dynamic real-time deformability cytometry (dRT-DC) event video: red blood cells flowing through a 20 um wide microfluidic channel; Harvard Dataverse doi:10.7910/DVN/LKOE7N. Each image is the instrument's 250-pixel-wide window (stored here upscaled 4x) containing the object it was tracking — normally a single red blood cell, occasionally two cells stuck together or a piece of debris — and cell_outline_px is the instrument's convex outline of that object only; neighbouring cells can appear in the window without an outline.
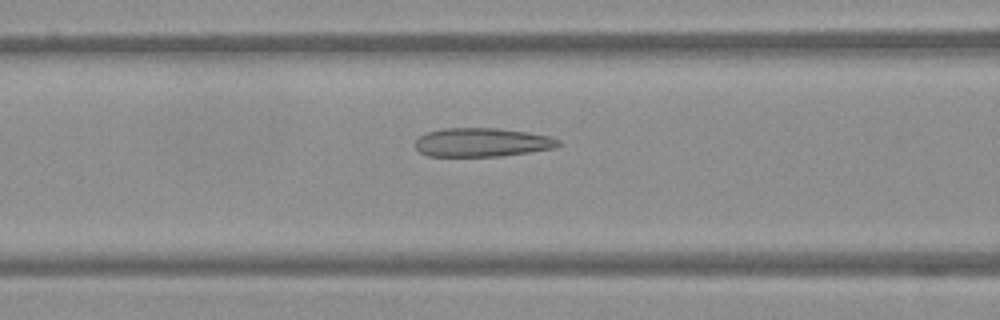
{"species": "Egyptian fruit bat (a non-hibernating species)", "species_latin": "Rousettus aegyptiacus", "temperature_condition": "warm", "stored_images_in_passage": 53, "camera_frame_rate_fps": 3000, "um_per_image_px": 0.085, "frame": {"image": 1, "passage_image": 22, "time_ms": 7.0, "image_size_px": [1000, 320], "cell_outline_px": [[560, 144], [556, 148], [500, 156], [428, 156], [420, 152], [416, 148], [416, 140], [420, 136], [428, 132], [444, 128], [496, 128], [528, 132], [552, 136], [560, 140]], "centroid_in_image_um": [41.01, 12.1], "position_along_channel_um": 125.6, "area_um2": 23.99}}
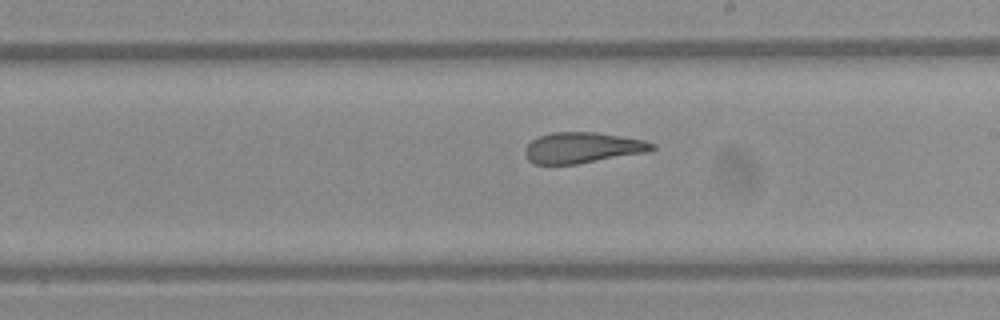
{"frame": {"image": 2, "passage_image": 31, "time_ms": 10.0, "image_size_px": [1000, 320], "cell_outline_px": [[656, 148], [648, 152], [576, 164], [536, 164], [528, 160], [524, 152], [524, 148], [532, 140], [540, 136], [552, 132], [596, 132], [644, 140], [656, 144]], "centroid_in_image_um": [49.52, 12.55], "position_along_channel_um": 239.5, "area_um2": 22.77}}
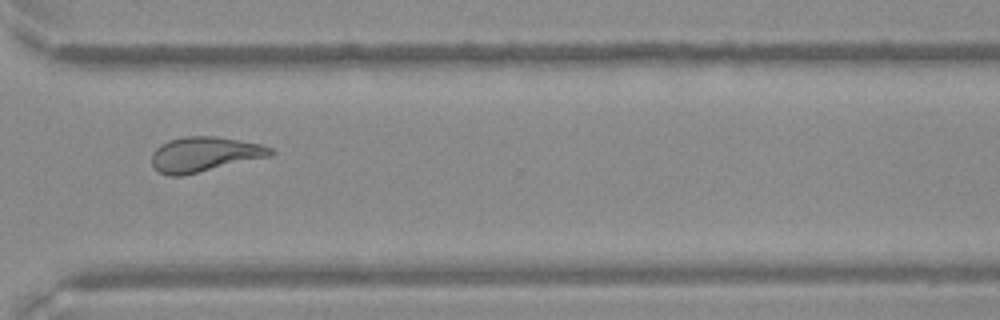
{"frame": {"image": 3, "passage_image": 40, "time_ms": 13.0, "image_size_px": [1000, 320], "cell_outline_px": [[276, 152], [272, 156], [184, 176], [168, 176], [160, 172], [152, 164], [152, 152], [160, 144], [168, 140], [184, 136], [216, 136], [260, 144], [272, 148]], "centroid_in_image_um": [17.39, 13.12], "position_along_channel_um": 353.2, "area_um2": 24.45}}